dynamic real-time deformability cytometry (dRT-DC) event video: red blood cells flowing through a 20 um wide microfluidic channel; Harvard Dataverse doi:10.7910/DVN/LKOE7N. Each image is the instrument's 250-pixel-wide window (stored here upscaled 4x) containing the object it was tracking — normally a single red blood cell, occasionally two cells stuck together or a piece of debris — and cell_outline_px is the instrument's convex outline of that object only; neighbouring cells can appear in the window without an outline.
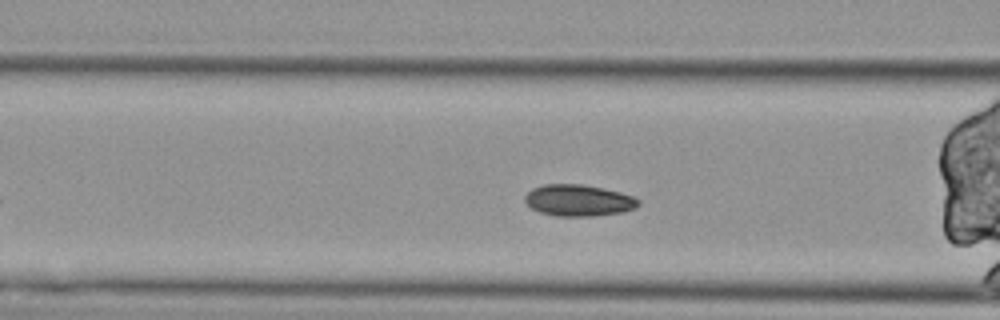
{"species": "Egyptian fruit bat (a non-hibernating species)", "species_latin": "Rousettus aegyptiacus", "temperature_condition": "cold", "stored_images_in_passage": 44, "camera_frame_rate_fps": 3000, "um_per_image_px": 0.085, "animal": {"sex": "female"}, "frame": {"image": 1, "passage_image": 13, "time_ms": 4.0, "image_size_px": [1000, 320], "cell_outline_px": [[640, 204], [636, 208], [624, 212], [592, 216], [556, 216], [540, 212], [532, 208], [524, 200], [524, 196], [532, 188], [544, 184], [580, 184], [604, 188], [620, 192], [632, 196], [640, 200]], "centroid_in_image_um": [49.19, 17.03], "position_along_channel_um": 117.4, "area_um2": 20.92}}
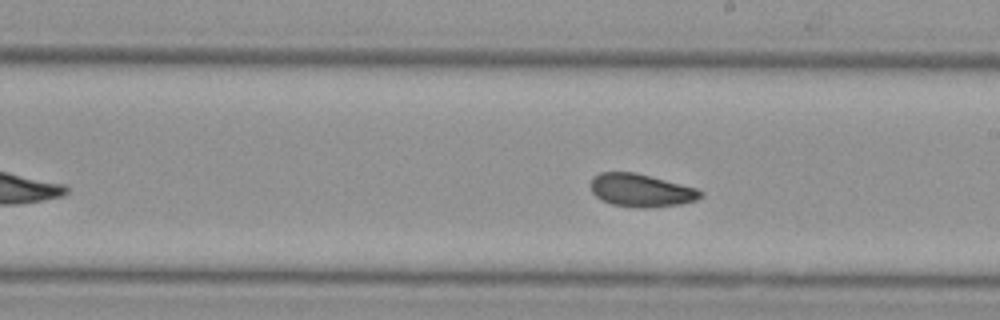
{"frame": {"image": 2, "passage_image": 23, "time_ms": 7.333, "image_size_px": [1000, 320], "cell_outline_px": [[704, 192], [696, 200], [680, 204], [648, 208], [636, 208], [612, 204], [600, 200], [592, 192], [588, 184], [592, 176], [600, 172], [632, 172], [696, 188]], "centroid_in_image_um": [54.41, 16.19], "position_along_channel_um": 234.6, "area_um2": 21.1}}
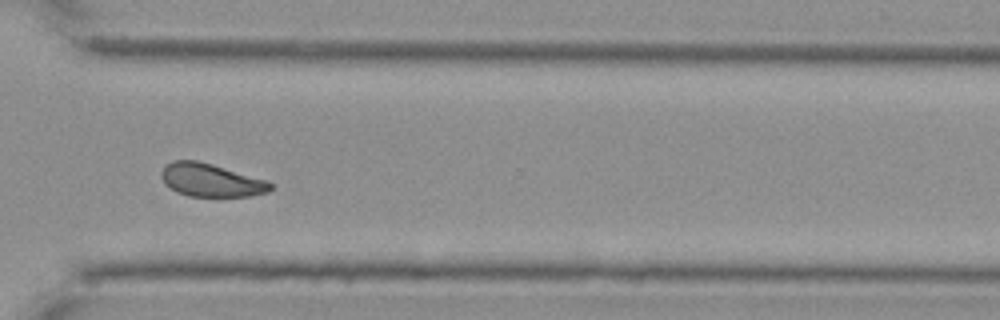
{"frame": {"image": 3, "passage_image": 33, "time_ms": 10.667, "image_size_px": [1000, 320], "cell_outline_px": [[272, 188], [268, 192], [248, 196], [188, 196], [176, 192], [164, 184], [160, 176], [160, 172], [172, 160], [196, 160], [212, 164], [268, 180], [272, 184]], "centroid_in_image_um": [17.91, 15.31], "position_along_channel_um": 352.7, "area_um2": 21.1}, "authors_computed_cell_mechanics": {"area_um2": 21.3571, "velocity_mm_per_s": 3.5304, "shape_relaxation_time_tau1_ms": null, "shape_relaxation_time_tau2_ms": 2.1778, "deformation_change_tau1": null, "deformation_change_tau2": 0.0656}}